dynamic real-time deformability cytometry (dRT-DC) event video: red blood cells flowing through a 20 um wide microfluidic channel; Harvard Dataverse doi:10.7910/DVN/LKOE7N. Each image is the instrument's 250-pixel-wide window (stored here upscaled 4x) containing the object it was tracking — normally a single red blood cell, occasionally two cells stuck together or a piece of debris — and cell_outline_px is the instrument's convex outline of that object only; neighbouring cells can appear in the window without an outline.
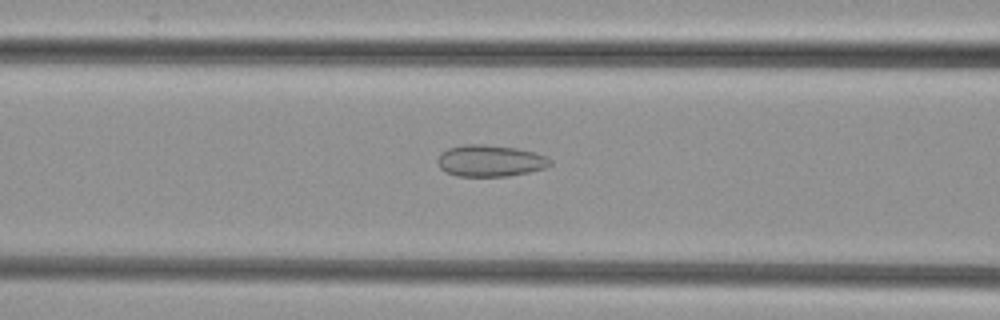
{"species": "common noctule bat (a hibernating species)", "species_latin": "Nyctalus noctula", "temperature_condition": "cold", "stored_images_in_passage": 45, "camera_frame_rate_fps": 3000, "um_per_image_px": 0.085, "animal": {"sex": "female", "body_mass_g": 29.2, "forearm_length_mm": 56.3}, "frame": {"image": 1, "passage_image": 14, "time_ms": 4.333, "image_size_px": [1000, 320], "cell_outline_px": [[552, 164], [544, 168], [528, 172], [508, 176], [456, 176], [444, 172], [440, 168], [436, 160], [440, 152], [448, 148], [464, 144], [484, 144], [516, 148], [532, 152], [544, 156], [552, 160]], "centroid_in_image_um": [41.6, 13.67], "position_along_channel_um": 125.0, "area_um2": 20.81}}
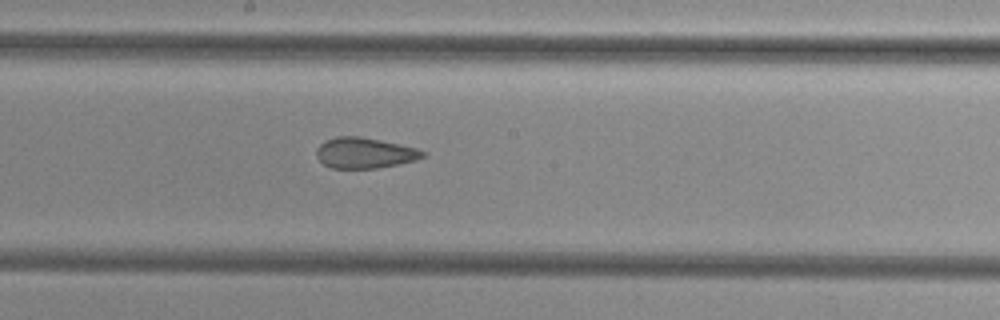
{"frame": {"image": 2, "passage_image": 21, "time_ms": 6.667, "image_size_px": [1000, 320], "cell_outline_px": [[424, 156], [416, 160], [376, 168], [332, 168], [324, 164], [316, 156], [316, 148], [324, 140], [336, 136], [360, 136], [400, 144], [416, 148], [424, 152]], "centroid_in_image_um": [30.95, 12.98], "position_along_channel_um": 217.3, "area_um2": 18.9}}
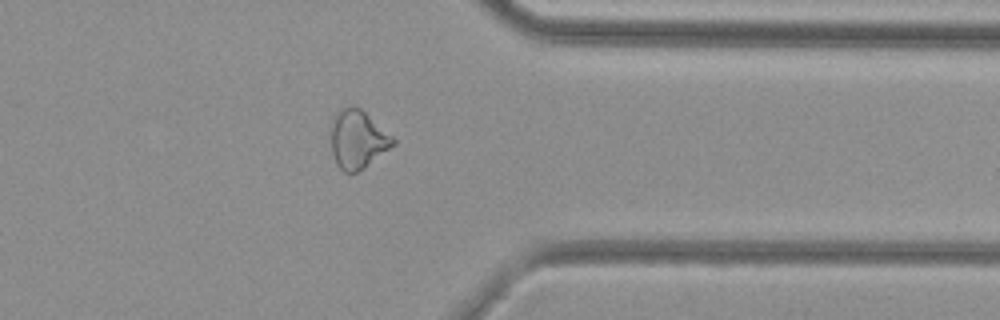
{"frame": {"image": 3, "passage_image": 34, "time_ms": 11.0, "image_size_px": [1000, 320], "cell_outline_px": [[396, 144], [364, 168], [356, 172], [344, 172], [336, 164], [332, 152], [332, 124], [336, 112], [340, 108], [360, 108], [392, 136], [396, 140]], "centroid_in_image_um": [30.42, 11.88], "position_along_channel_um": 381.0, "area_um2": 20.69}}